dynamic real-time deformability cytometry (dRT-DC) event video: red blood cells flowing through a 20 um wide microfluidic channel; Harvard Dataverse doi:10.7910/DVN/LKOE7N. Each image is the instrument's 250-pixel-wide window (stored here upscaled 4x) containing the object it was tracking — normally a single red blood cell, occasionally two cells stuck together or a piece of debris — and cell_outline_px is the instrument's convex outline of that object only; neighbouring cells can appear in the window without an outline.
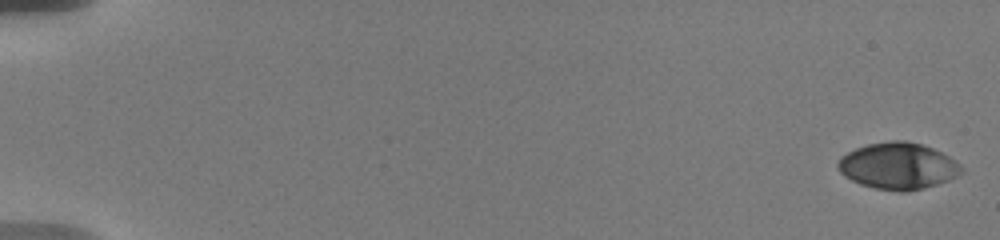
{"species": "human", "species_latin": "Homo sapiens", "temperature_condition": "warm", "stored_images_in_passage": 42, "camera_frame_rate_fps": 3000, "um_per_image_px": 0.085, "donor": {"sex": "male"}, "frame": {"image": 1, "passage_image": 1, "time_ms": 0.0, "image_size_px": [1000, 240], "cell_outline_px": [[964, 172], [948, 180], [924, 188], [908, 192], [900, 192], [876, 188], [860, 184], [844, 176], [836, 168], [836, 164], [840, 156], [856, 148], [868, 144], [892, 140], [904, 140], [920, 144], [932, 148], [948, 156], [960, 164], [964, 168]], "centroid_in_image_um": [76.31, 14.11], "position_along_channel_um": 8.7, "area_um2": 33.58}}
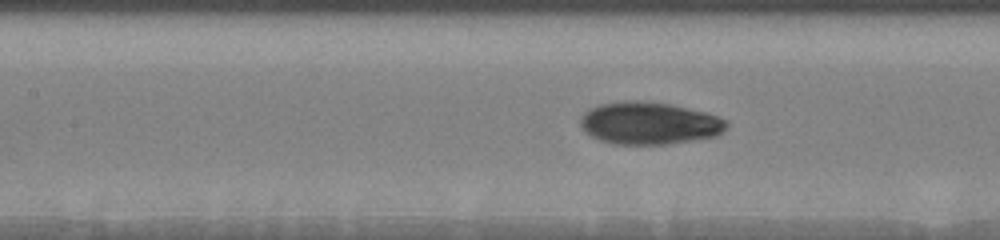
{"frame": {"image": 2, "passage_image": 21, "time_ms": 9.0, "image_size_px": [1000, 240], "cell_outline_px": [[728, 128], [724, 132], [716, 136], [668, 144], [612, 144], [600, 140], [584, 132], [580, 124], [580, 120], [584, 112], [600, 104], [624, 100], [640, 100], [672, 104], [704, 112], [728, 120]], "centroid_in_image_um": [55.19, 10.47], "position_along_channel_um": 152.2, "area_um2": 36.3}}
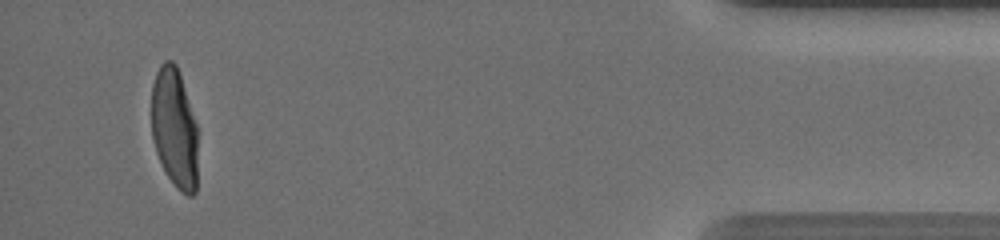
{"frame": {"image": 3, "passage_image": 41, "time_ms": 18.0, "image_size_px": [1000, 240], "cell_outline_px": [[196, 192], [192, 196], [188, 196], [180, 192], [176, 188], [168, 176], [156, 152], [152, 136], [152, 84], [156, 72], [160, 64], [164, 60], [172, 60], [176, 64], [196, 124]], "centroid_in_image_um": [14.81, 10.89], "position_along_channel_um": 420.4, "area_um2": 32.02}, "authors_computed_cell_mechanics": {"area_um2": 34.7667, "velocity_mm_per_s": 3.6372, "shape_relaxation_time_tau1_ms": 5.9528, "shape_relaxation_time_tau2_ms": 1.4155, "deformation_change_tau1": 0.2322, "deformation_change_tau2": 0.044}}